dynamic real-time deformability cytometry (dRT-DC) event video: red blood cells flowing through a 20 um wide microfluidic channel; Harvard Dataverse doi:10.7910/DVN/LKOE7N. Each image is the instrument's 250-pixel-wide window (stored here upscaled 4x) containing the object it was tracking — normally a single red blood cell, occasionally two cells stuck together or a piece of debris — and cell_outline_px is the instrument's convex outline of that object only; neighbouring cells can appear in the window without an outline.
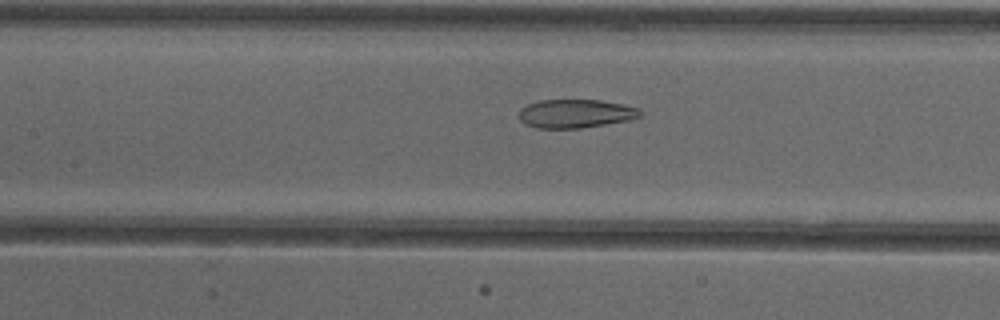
{"species": "common noctule bat (a hibernating species)", "species_latin": "Nyctalus noctula", "temperature_condition": "cold", "stored_images_in_passage": 44, "camera_frame_rate_fps": 3000, "um_per_image_px": 0.085, "animal": {"sex": "female"}, "frame": {"image": 1, "passage_image": 16, "time_ms": 5.0, "image_size_px": [1000, 320], "cell_outline_px": [[640, 116], [628, 120], [580, 128], [536, 128], [524, 124], [520, 120], [520, 108], [528, 104], [540, 100], [600, 100], [640, 108]], "centroid_in_image_um": [48.88, 9.65], "position_along_channel_um": 158.5, "area_um2": 20.0}}
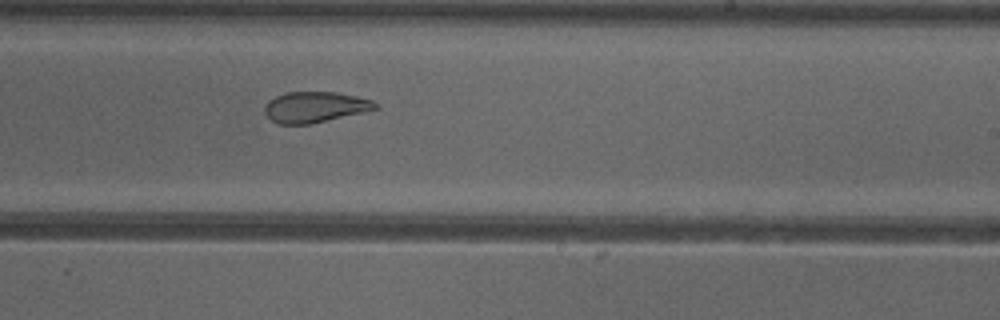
{"frame": {"image": 2, "passage_image": 24, "time_ms": 7.667, "image_size_px": [1000, 320], "cell_outline_px": [[380, 108], [308, 124], [280, 124], [272, 120], [264, 112], [264, 104], [268, 100], [284, 92], [336, 92], [356, 96], [372, 100]], "centroid_in_image_um": [26.73, 9.08], "position_along_channel_um": 262.3, "area_um2": 19.65}}
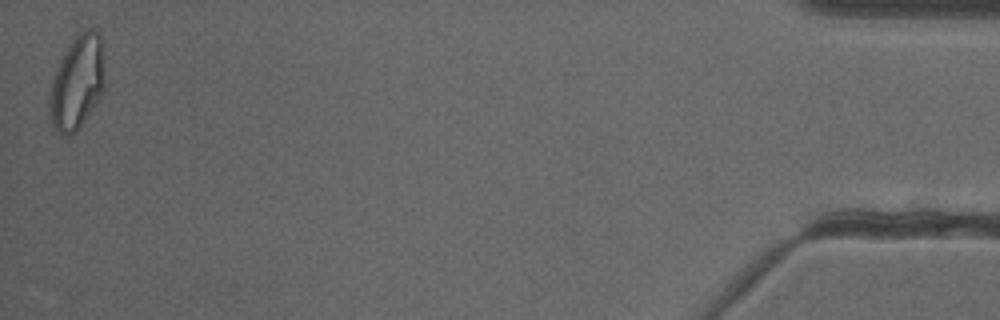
{"frame": {"image": 3, "passage_image": 44, "time_ms": 14.333, "image_size_px": [1000, 320], "cell_outline_px": [[104, 88], [76, 132], [68, 136], [60, 136], [52, 128], [48, 108], [48, 100], [52, 80], [60, 60], [72, 40], [80, 32], [88, 28], [92, 28], [100, 36], [104, 52]], "centroid_in_image_um": [6.53, 7.03], "position_along_channel_um": 428.7, "area_um2": 30.17}, "authors_computed_cell_mechanics": {"area_um2": 23.409, "velocity_mm_per_s": 3.9036, "shape_relaxation_time_tau1_ms": null, "shape_relaxation_time_tau2_ms": 2.1257, "deformation_change_tau1": null, "deformation_change_tau2": 0.0964}}